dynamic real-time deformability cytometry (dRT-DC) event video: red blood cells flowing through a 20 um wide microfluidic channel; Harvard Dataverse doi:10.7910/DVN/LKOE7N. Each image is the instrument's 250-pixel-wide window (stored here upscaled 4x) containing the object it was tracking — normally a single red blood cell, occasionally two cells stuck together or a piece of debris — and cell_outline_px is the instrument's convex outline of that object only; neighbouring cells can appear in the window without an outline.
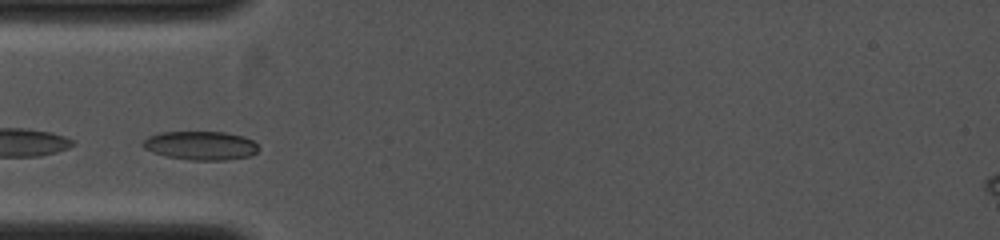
{"species": "common noctule bat (a hibernating species)", "species_latin": "Nyctalus noctula", "temperature_condition": "cold", "stored_images_in_passage": 2, "camera_frame_rate_fps": 4000, "um_per_image_px": 0.085, "animal": {"sex": "female", "body_mass_g": 19.0, "forearm_length_mm": 53.3}, "frame": {"image": 1, "passage_image": 1, "time_ms": 0.0, "image_size_px": [1000, 240], "cell_outline_px": [[260, 148], [256, 152], [248, 156], [224, 160], [192, 160], [168, 156], [144, 148], [140, 144], [148, 136], [160, 132], [224, 132], [244, 136], [252, 140]], "centroid_in_image_um": [17.06, 12.36], "position_along_channel_um": 67.9, "area_um2": 19.19}}